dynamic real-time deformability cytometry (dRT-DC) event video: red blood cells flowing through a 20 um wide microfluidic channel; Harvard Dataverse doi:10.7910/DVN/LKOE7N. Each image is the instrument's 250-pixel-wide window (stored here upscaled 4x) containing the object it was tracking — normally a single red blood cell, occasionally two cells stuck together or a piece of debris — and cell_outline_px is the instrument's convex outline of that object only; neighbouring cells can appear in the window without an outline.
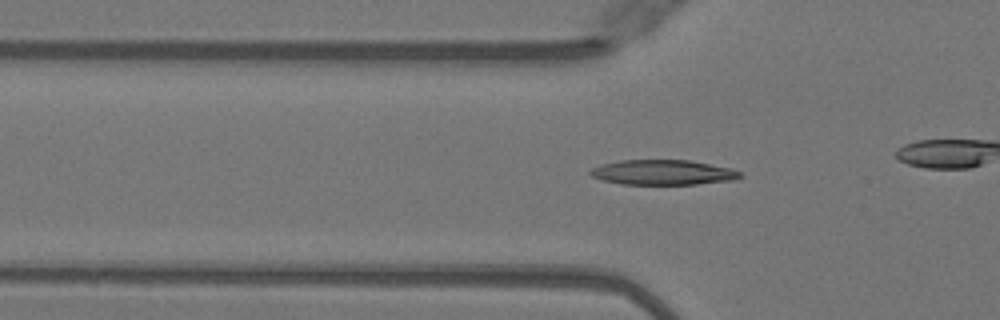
{"species": "Egyptian fruit bat (a non-hibernating species)", "species_latin": "Rousettus aegyptiacus", "temperature_condition": "warm", "stored_images_in_passage": 35, "camera_frame_rate_fps": 3000, "um_per_image_px": 0.085, "animal": {"sex": "female"}, "frame": {"image": 1, "passage_image": 6, "time_ms": 1.667, "image_size_px": [1000, 320], "cell_outline_px": [[744, 176], [732, 180], [696, 184], [620, 184], [604, 180], [592, 176], [588, 172], [592, 168], [600, 164], [620, 160], [688, 160], [728, 168], [740, 172]], "centroid_in_image_um": [56.3, 14.65], "position_along_channel_um": 69.5, "area_um2": 21.62}}
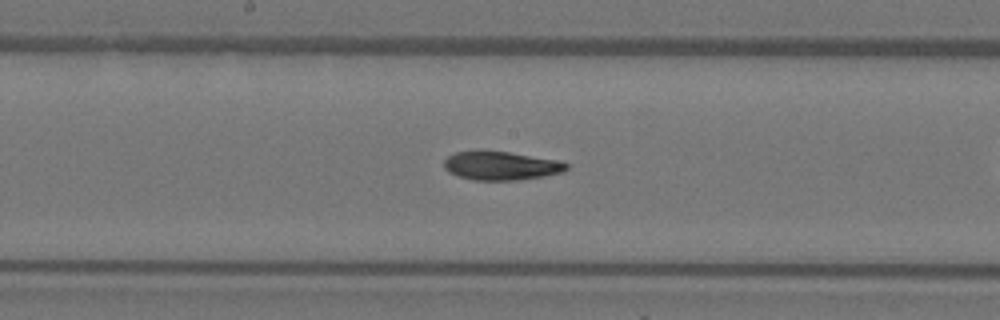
{"frame": {"image": 2, "passage_image": 16, "time_ms": 5.0, "image_size_px": [1000, 320], "cell_outline_px": [[568, 168], [560, 172], [544, 176], [520, 180], [472, 180], [448, 172], [444, 168], [444, 160], [448, 156], [456, 152], [508, 152], [556, 160], [568, 164]], "centroid_in_image_um": [42.57, 14.11], "position_along_channel_um": 205.6, "area_um2": 19.94}}
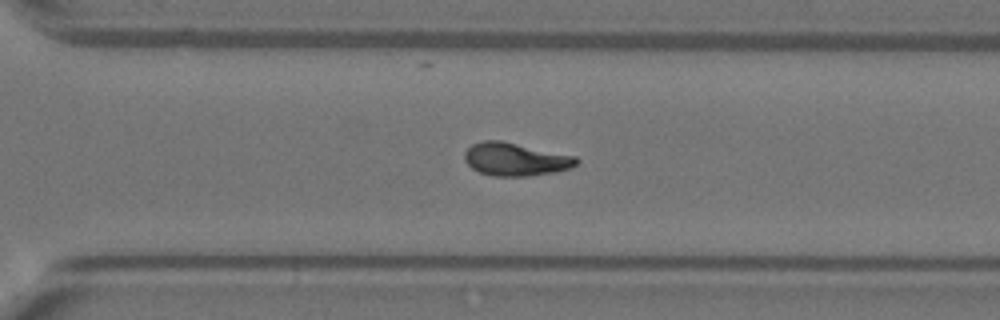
{"frame": {"image": 3, "passage_image": 25, "time_ms": 8.0, "image_size_px": [1000, 320], "cell_outline_px": [[580, 160], [572, 168], [556, 172], [528, 176], [492, 176], [480, 172], [472, 168], [464, 160], [464, 152], [472, 144], [484, 140], [500, 140], [576, 156]], "centroid_in_image_um": [43.82, 13.54], "position_along_channel_um": 326.8, "area_um2": 21.62}, "authors_computed_cell_mechanics": {"area_um2": 21.097, "velocity_mm_per_s": 4.064, "shape_relaxation_time_tau1_ms": 7.7646, "shape_relaxation_time_tau2_ms": 2.5904, "deformation_change_tau1": 0.2497, "deformation_change_tau2": 0.0866}}